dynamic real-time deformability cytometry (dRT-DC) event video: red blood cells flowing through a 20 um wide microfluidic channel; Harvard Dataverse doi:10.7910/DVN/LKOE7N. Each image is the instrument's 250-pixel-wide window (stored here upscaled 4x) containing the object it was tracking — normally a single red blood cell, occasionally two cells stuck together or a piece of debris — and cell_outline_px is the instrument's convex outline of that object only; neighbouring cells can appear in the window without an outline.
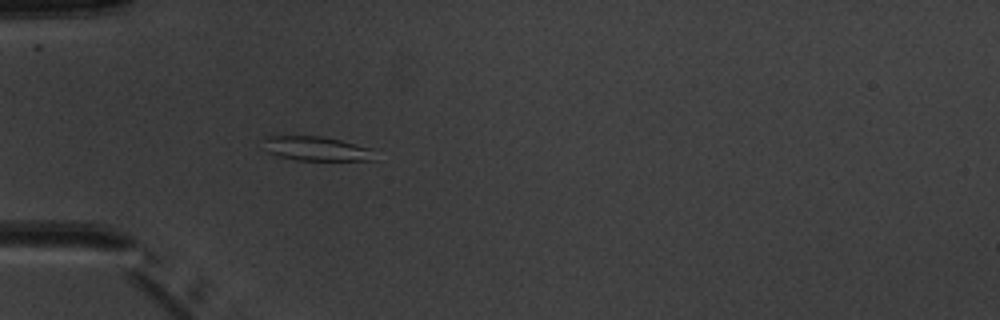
{"species": "common noctule bat (a hibernating species)", "species_latin": "Nyctalus noctula", "temperature_condition": "warm", "stored_images_in_passage": 3, "camera_frame_rate_fps": 3000, "um_per_image_px": 0.085, "animal": {"sex": "male", "body_mass_g": 20.1, "forearm_length_mm": 53.5}, "frame": {"image": 1, "passage_image": 3, "time_ms": 3.333, "image_size_px": [1000, 320], "cell_outline_px": [[376, 160], [296, 160], [276, 156], [268, 152], [264, 140], [264, 136], [320, 136], [340, 140], [372, 148]], "centroid_in_image_um": [26.91, 12.64], "position_along_channel_um": 58.1, "area_um2": 15.72}}